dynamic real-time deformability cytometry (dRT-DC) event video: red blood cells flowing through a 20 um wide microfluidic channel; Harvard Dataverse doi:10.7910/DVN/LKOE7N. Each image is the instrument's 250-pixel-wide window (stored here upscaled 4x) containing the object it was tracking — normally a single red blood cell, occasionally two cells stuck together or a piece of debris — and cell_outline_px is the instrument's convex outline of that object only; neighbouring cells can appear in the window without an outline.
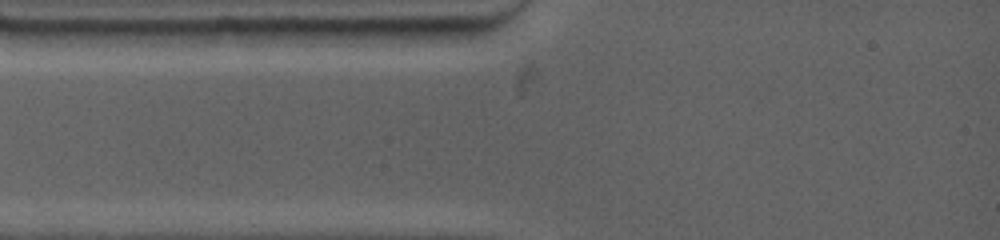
{"species": "common noctule bat (a hibernating species)", "species_latin": "Nyctalus noctula", "temperature_condition": "warm", "stored_images_in_passage": 2, "camera_frame_rate_fps": 4500, "um_per_image_px": 0.085, "animal": {"sex": "female", "body_mass_g": 19.0, "forearm_length_mm": 53.3}, "frame": {"image": 1, "passage_image": 1, "time_ms": 0.0, "image_size_px": [1000, 240], "cell_outline_px": [[472, 28], [464, 36], [448, 44], [400, 52], [392, 48], [360, 28]], "centroid_in_image_um": [35.39, 3.14], "position_along_channel_um": 49.6, "area_um2": 12.14}}